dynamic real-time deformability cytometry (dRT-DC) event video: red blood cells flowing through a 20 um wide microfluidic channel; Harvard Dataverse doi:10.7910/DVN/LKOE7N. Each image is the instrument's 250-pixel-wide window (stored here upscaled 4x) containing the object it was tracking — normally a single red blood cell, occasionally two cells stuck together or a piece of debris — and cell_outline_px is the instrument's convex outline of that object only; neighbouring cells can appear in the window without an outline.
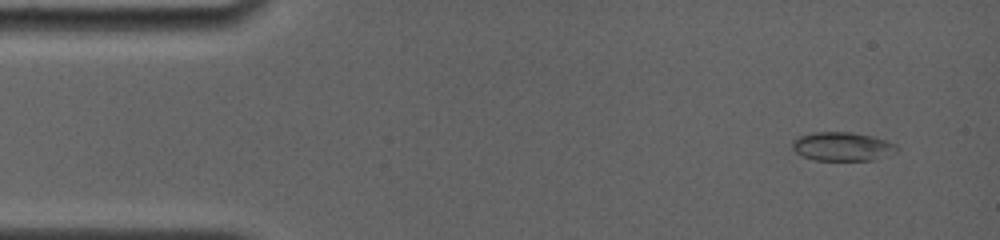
{"species": "common noctule bat (a hibernating species)", "species_latin": "Nyctalus noctula", "temperature_condition": "room temperature", "stored_images_in_passage": 9, "camera_frame_rate_fps": 4000, "um_per_image_px": 0.085, "animal": {"sex": "female", "body_mass_g": 19.0, "forearm_length_mm": 56.7}, "frame": {"image": 1, "passage_image": 2, "time_ms": 1.0, "image_size_px": [1000, 240], "cell_outline_px": [[900, 148], [896, 152], [872, 160], [816, 160], [800, 156], [792, 148], [792, 140], [800, 136], [812, 132], [848, 132], [872, 136], [896, 144]], "centroid_in_image_um": [71.57, 12.45], "position_along_channel_um": 13.4, "area_um2": 17.51}}
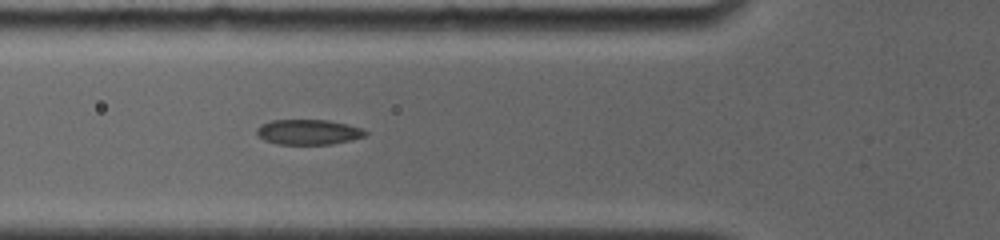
{"frame": {"image": 2, "passage_image": 7, "time_ms": 5.75, "image_size_px": [1000, 240], "cell_outline_px": [[368, 132], [364, 136], [332, 144], [276, 144], [264, 140], [256, 132], [256, 128], [260, 124], [272, 120], [328, 120], [348, 124], [364, 128]], "centroid_in_image_um": [26.2, 11.21], "position_along_channel_um": 99.6, "area_um2": 15.95}}
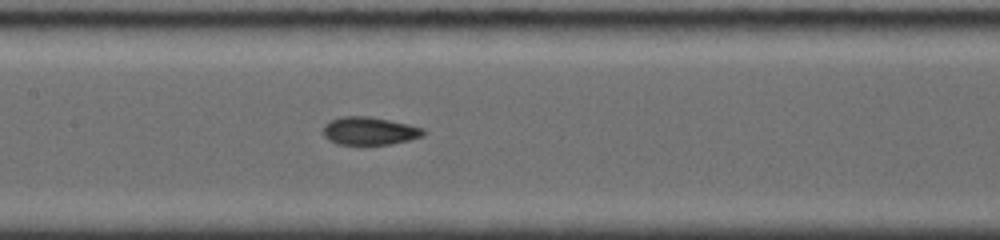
{"frame": {"image": 3, "passage_image": 9, "time_ms": 7.75, "image_size_px": [1000, 240], "cell_outline_px": [[428, 132], [424, 136], [392, 144], [336, 144], [328, 140], [324, 136], [324, 124], [332, 120], [344, 116], [368, 116], [408, 124], [424, 128]], "centroid_in_image_um": [31.44, 11.13], "position_along_channel_um": 176.0, "area_um2": 16.3}}